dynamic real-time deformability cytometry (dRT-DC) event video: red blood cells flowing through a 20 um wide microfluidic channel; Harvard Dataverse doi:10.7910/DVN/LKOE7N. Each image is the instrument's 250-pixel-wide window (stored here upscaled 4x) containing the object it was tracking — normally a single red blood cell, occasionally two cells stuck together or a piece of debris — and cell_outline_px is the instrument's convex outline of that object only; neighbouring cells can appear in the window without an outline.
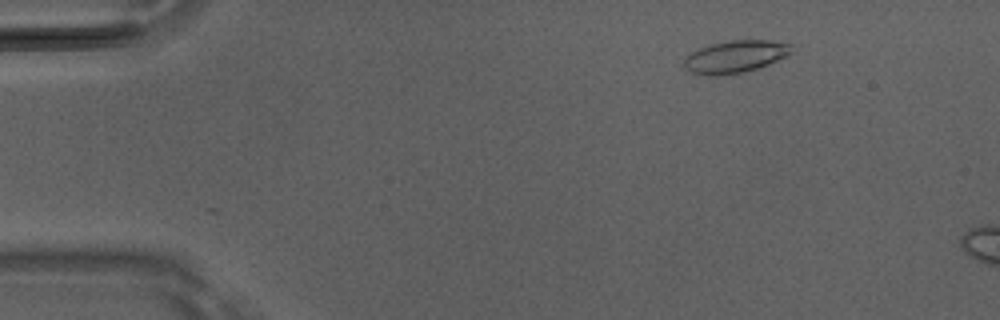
{"species": "Egyptian fruit bat (a non-hibernating species)", "species_latin": "Rousettus aegyptiacus", "temperature_condition": "room temperature", "stored_images_in_passage": 8, "camera_frame_rate_fps": 3000, "um_per_image_px": 0.085, "animal": {"sex": "male"}, "frame": {"image": 1, "passage_image": 4, "time_ms": 1.0, "image_size_px": [1000, 320], "cell_outline_px": [[792, 52], [788, 56], [768, 64], [744, 72], [720, 76], [708, 76], [692, 72], [684, 68], [684, 60], [692, 52], [700, 48], [712, 44], [728, 40], [768, 40], [792, 44]], "centroid_in_image_um": [62.52, 4.82], "position_along_channel_um": 22.5, "area_um2": 20.23}}